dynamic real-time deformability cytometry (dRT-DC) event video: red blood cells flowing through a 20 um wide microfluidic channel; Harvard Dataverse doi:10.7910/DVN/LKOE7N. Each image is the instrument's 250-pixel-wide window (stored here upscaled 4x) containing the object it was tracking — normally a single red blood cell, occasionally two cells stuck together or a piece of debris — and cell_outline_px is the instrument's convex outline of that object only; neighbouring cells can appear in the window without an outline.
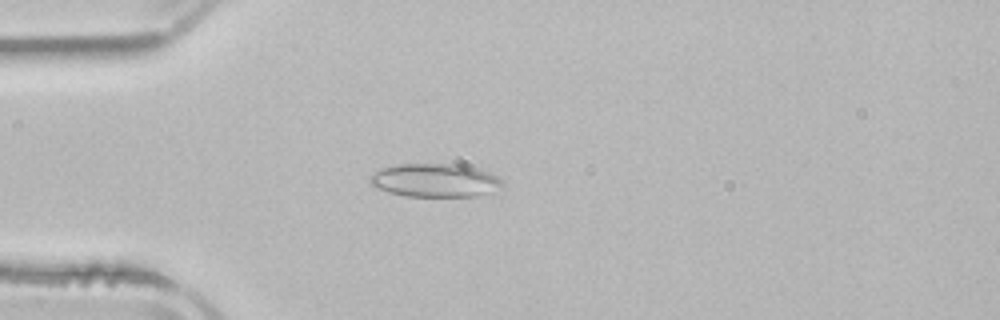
{"species": "common noctule bat (a hibernating species)", "species_latin": "Nyctalus noctula", "temperature_condition": "room temperature", "stored_images_in_passage": 3, "camera_frame_rate_fps": 3000, "um_per_image_px": 0.085, "animal": {"sex": "male", "body_mass_g": 21.5, "forearm_length_mm": 52.0}, "frame": {"image": 1, "passage_image": 3, "time_ms": 2.333, "image_size_px": [1000, 320], "cell_outline_px": [[504, 184], [480, 196], [404, 196], [388, 192], [376, 188], [368, 184], [368, 176], [380, 168], [400, 164], [460, 164], [476, 168], [488, 172], [496, 176]], "centroid_in_image_um": [36.88, 15.32], "position_along_channel_um": 48.1, "area_um2": 25.84}}